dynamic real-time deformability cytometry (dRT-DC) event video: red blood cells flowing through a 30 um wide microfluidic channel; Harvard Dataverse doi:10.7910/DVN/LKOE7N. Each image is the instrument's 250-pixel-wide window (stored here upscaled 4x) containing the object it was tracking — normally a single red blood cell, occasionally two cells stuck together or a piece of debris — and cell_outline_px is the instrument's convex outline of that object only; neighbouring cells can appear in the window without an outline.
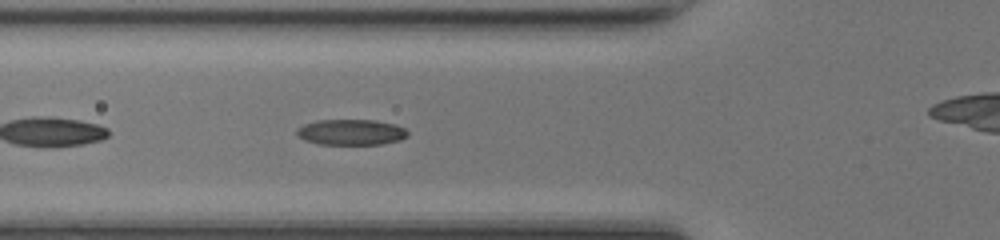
{"species": "common noctule bat (a hibernating species)", "species_latin": "Nyctalus noctula", "temperature_condition": "room temperature", "stored_images_in_passage": 30, "camera_frame_rate_fps": 3000, "um_per_image_px": 0.085, "animal": {"sex": "female", "body_mass_g": 17.0, "forearm_length_mm": 48.0}, "frame": {"image": 1, "passage_image": 6, "time_ms": 1.667, "image_size_px": [1000, 240], "cell_outline_px": [[408, 136], [400, 140], [380, 144], [320, 144], [304, 140], [296, 136], [296, 128], [304, 124], [316, 120], [376, 120], [396, 124], [404, 128], [408, 132]], "centroid_in_image_um": [29.82, 11.23], "position_along_channel_um": 96.0, "area_um2": 16.76}}
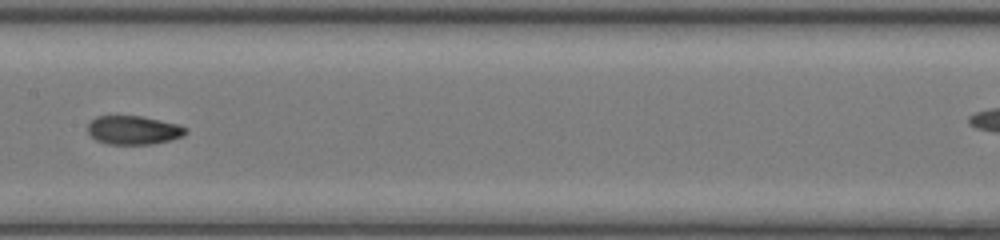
{"frame": {"image": 2, "passage_image": 13, "time_ms": 4.0, "image_size_px": [1000, 240], "cell_outline_px": [[188, 132], [184, 136], [152, 144], [108, 144], [96, 140], [88, 132], [88, 124], [96, 116], [144, 116], [180, 124], [188, 128]], "centroid_in_image_um": [11.39, 11.05], "position_along_channel_um": 196.0, "area_um2": 16.53}}
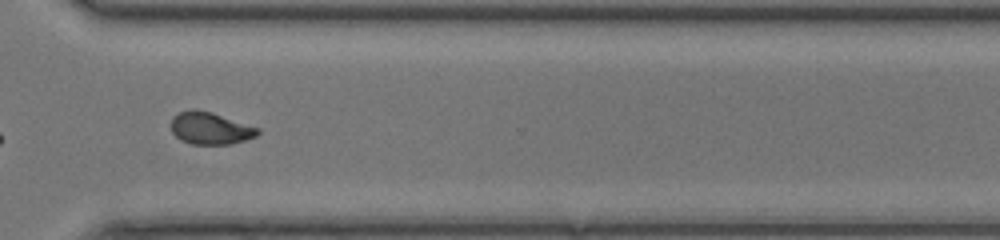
{"frame": {"image": 3, "passage_image": 24, "time_ms": 7.667, "image_size_px": [1000, 240], "cell_outline_px": [[260, 132], [256, 136], [232, 144], [192, 144], [180, 140], [172, 132], [172, 116], [180, 112], [192, 108], [196, 108], [212, 112], [260, 128]], "centroid_in_image_um": [17.87, 10.89], "position_along_channel_um": 352.7, "area_um2": 16.36}, "authors_computed_cell_mechanics": {"area_um2": 16.6753, "velocity_mm_per_s": 4.2859, "shape_relaxation_time_tau1_ms": 5.2938, "shape_relaxation_time_tau2_ms": 1.5935, "deformation_change_tau1": 0.1901, "deformation_change_tau2": 0.0739}}